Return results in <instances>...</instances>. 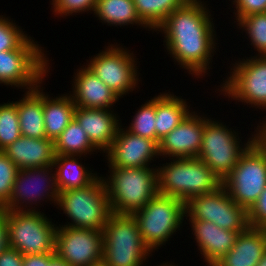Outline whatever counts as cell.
<instances>
[{
    "label": "cell",
    "mask_w": 266,
    "mask_h": 266,
    "mask_svg": "<svg viewBox=\"0 0 266 266\" xmlns=\"http://www.w3.org/2000/svg\"><path fill=\"white\" fill-rule=\"evenodd\" d=\"M222 185L231 199L247 212L257 202L266 187V148L258 139L240 156Z\"/></svg>",
    "instance_id": "obj_10"
},
{
    "label": "cell",
    "mask_w": 266,
    "mask_h": 266,
    "mask_svg": "<svg viewBox=\"0 0 266 266\" xmlns=\"http://www.w3.org/2000/svg\"><path fill=\"white\" fill-rule=\"evenodd\" d=\"M38 43L29 35L17 49L0 51V84L24 92L44 82L52 67L48 51Z\"/></svg>",
    "instance_id": "obj_6"
},
{
    "label": "cell",
    "mask_w": 266,
    "mask_h": 266,
    "mask_svg": "<svg viewBox=\"0 0 266 266\" xmlns=\"http://www.w3.org/2000/svg\"><path fill=\"white\" fill-rule=\"evenodd\" d=\"M236 24L239 30L244 31L245 36L247 34L250 46L257 51L254 56H266V13L247 15Z\"/></svg>",
    "instance_id": "obj_30"
},
{
    "label": "cell",
    "mask_w": 266,
    "mask_h": 266,
    "mask_svg": "<svg viewBox=\"0 0 266 266\" xmlns=\"http://www.w3.org/2000/svg\"><path fill=\"white\" fill-rule=\"evenodd\" d=\"M42 86V87H41ZM17 104L21 136L46 138L43 116V82L30 91H25Z\"/></svg>",
    "instance_id": "obj_23"
},
{
    "label": "cell",
    "mask_w": 266,
    "mask_h": 266,
    "mask_svg": "<svg viewBox=\"0 0 266 266\" xmlns=\"http://www.w3.org/2000/svg\"><path fill=\"white\" fill-rule=\"evenodd\" d=\"M98 150L89 141L86 132L74 118L64 131L54 140V152L59 155L87 157Z\"/></svg>",
    "instance_id": "obj_28"
},
{
    "label": "cell",
    "mask_w": 266,
    "mask_h": 266,
    "mask_svg": "<svg viewBox=\"0 0 266 266\" xmlns=\"http://www.w3.org/2000/svg\"><path fill=\"white\" fill-rule=\"evenodd\" d=\"M9 247L6 210L0 217V253Z\"/></svg>",
    "instance_id": "obj_39"
},
{
    "label": "cell",
    "mask_w": 266,
    "mask_h": 266,
    "mask_svg": "<svg viewBox=\"0 0 266 266\" xmlns=\"http://www.w3.org/2000/svg\"><path fill=\"white\" fill-rule=\"evenodd\" d=\"M104 236L102 231L57 226L55 255L70 266H96L102 263Z\"/></svg>",
    "instance_id": "obj_15"
},
{
    "label": "cell",
    "mask_w": 266,
    "mask_h": 266,
    "mask_svg": "<svg viewBox=\"0 0 266 266\" xmlns=\"http://www.w3.org/2000/svg\"><path fill=\"white\" fill-rule=\"evenodd\" d=\"M22 266H45V254L23 255Z\"/></svg>",
    "instance_id": "obj_40"
},
{
    "label": "cell",
    "mask_w": 266,
    "mask_h": 266,
    "mask_svg": "<svg viewBox=\"0 0 266 266\" xmlns=\"http://www.w3.org/2000/svg\"><path fill=\"white\" fill-rule=\"evenodd\" d=\"M136 109L129 126H123L126 130L132 134L149 138L156 142V96H153L150 100H146L144 104Z\"/></svg>",
    "instance_id": "obj_31"
},
{
    "label": "cell",
    "mask_w": 266,
    "mask_h": 266,
    "mask_svg": "<svg viewBox=\"0 0 266 266\" xmlns=\"http://www.w3.org/2000/svg\"><path fill=\"white\" fill-rule=\"evenodd\" d=\"M18 170L9 157L0 151V204L2 206H5L10 200Z\"/></svg>",
    "instance_id": "obj_34"
},
{
    "label": "cell",
    "mask_w": 266,
    "mask_h": 266,
    "mask_svg": "<svg viewBox=\"0 0 266 266\" xmlns=\"http://www.w3.org/2000/svg\"><path fill=\"white\" fill-rule=\"evenodd\" d=\"M56 208L71 221L59 226L103 231L112 211L102 175L84 187L59 192Z\"/></svg>",
    "instance_id": "obj_4"
},
{
    "label": "cell",
    "mask_w": 266,
    "mask_h": 266,
    "mask_svg": "<svg viewBox=\"0 0 266 266\" xmlns=\"http://www.w3.org/2000/svg\"><path fill=\"white\" fill-rule=\"evenodd\" d=\"M45 266H70L65 260L58 258L55 253L45 254Z\"/></svg>",
    "instance_id": "obj_41"
},
{
    "label": "cell",
    "mask_w": 266,
    "mask_h": 266,
    "mask_svg": "<svg viewBox=\"0 0 266 266\" xmlns=\"http://www.w3.org/2000/svg\"><path fill=\"white\" fill-rule=\"evenodd\" d=\"M43 88V116L46 138L53 141L74 119L76 105L69 93L50 97Z\"/></svg>",
    "instance_id": "obj_25"
},
{
    "label": "cell",
    "mask_w": 266,
    "mask_h": 266,
    "mask_svg": "<svg viewBox=\"0 0 266 266\" xmlns=\"http://www.w3.org/2000/svg\"><path fill=\"white\" fill-rule=\"evenodd\" d=\"M234 11L232 17H235L234 23H237L241 18L254 14V13H266V0H232ZM236 9V10H235Z\"/></svg>",
    "instance_id": "obj_36"
},
{
    "label": "cell",
    "mask_w": 266,
    "mask_h": 266,
    "mask_svg": "<svg viewBox=\"0 0 266 266\" xmlns=\"http://www.w3.org/2000/svg\"><path fill=\"white\" fill-rule=\"evenodd\" d=\"M3 152L19 170L52 166L55 159L54 141L48 138L21 136Z\"/></svg>",
    "instance_id": "obj_21"
},
{
    "label": "cell",
    "mask_w": 266,
    "mask_h": 266,
    "mask_svg": "<svg viewBox=\"0 0 266 266\" xmlns=\"http://www.w3.org/2000/svg\"><path fill=\"white\" fill-rule=\"evenodd\" d=\"M191 227V235L203 261L207 266H213L234 246L238 232L216 226L212 222L202 220H187Z\"/></svg>",
    "instance_id": "obj_20"
},
{
    "label": "cell",
    "mask_w": 266,
    "mask_h": 266,
    "mask_svg": "<svg viewBox=\"0 0 266 266\" xmlns=\"http://www.w3.org/2000/svg\"><path fill=\"white\" fill-rule=\"evenodd\" d=\"M108 168L102 178L114 214L132 215L159 193L157 167Z\"/></svg>",
    "instance_id": "obj_2"
},
{
    "label": "cell",
    "mask_w": 266,
    "mask_h": 266,
    "mask_svg": "<svg viewBox=\"0 0 266 266\" xmlns=\"http://www.w3.org/2000/svg\"><path fill=\"white\" fill-rule=\"evenodd\" d=\"M266 250V230L248 226L231 250L213 266H257Z\"/></svg>",
    "instance_id": "obj_22"
},
{
    "label": "cell",
    "mask_w": 266,
    "mask_h": 266,
    "mask_svg": "<svg viewBox=\"0 0 266 266\" xmlns=\"http://www.w3.org/2000/svg\"><path fill=\"white\" fill-rule=\"evenodd\" d=\"M169 160L157 166L158 192L162 195L186 203L192 197L212 193L222 186V180L199 158Z\"/></svg>",
    "instance_id": "obj_3"
},
{
    "label": "cell",
    "mask_w": 266,
    "mask_h": 266,
    "mask_svg": "<svg viewBox=\"0 0 266 266\" xmlns=\"http://www.w3.org/2000/svg\"><path fill=\"white\" fill-rule=\"evenodd\" d=\"M23 255L13 249L8 247L0 253V266H22Z\"/></svg>",
    "instance_id": "obj_38"
},
{
    "label": "cell",
    "mask_w": 266,
    "mask_h": 266,
    "mask_svg": "<svg viewBox=\"0 0 266 266\" xmlns=\"http://www.w3.org/2000/svg\"><path fill=\"white\" fill-rule=\"evenodd\" d=\"M4 211V206L0 204V217L3 215Z\"/></svg>",
    "instance_id": "obj_45"
},
{
    "label": "cell",
    "mask_w": 266,
    "mask_h": 266,
    "mask_svg": "<svg viewBox=\"0 0 266 266\" xmlns=\"http://www.w3.org/2000/svg\"><path fill=\"white\" fill-rule=\"evenodd\" d=\"M78 68L70 81L72 91L69 94L73 103L84 108L114 110L112 108L120 98L86 65Z\"/></svg>",
    "instance_id": "obj_19"
},
{
    "label": "cell",
    "mask_w": 266,
    "mask_h": 266,
    "mask_svg": "<svg viewBox=\"0 0 266 266\" xmlns=\"http://www.w3.org/2000/svg\"><path fill=\"white\" fill-rule=\"evenodd\" d=\"M102 232L104 266H145L144 263L153 256L132 215L112 213Z\"/></svg>",
    "instance_id": "obj_7"
},
{
    "label": "cell",
    "mask_w": 266,
    "mask_h": 266,
    "mask_svg": "<svg viewBox=\"0 0 266 266\" xmlns=\"http://www.w3.org/2000/svg\"><path fill=\"white\" fill-rule=\"evenodd\" d=\"M206 2L187 0L154 30L164 34L165 52L174 64L199 79L209 75L213 56L219 49L214 18Z\"/></svg>",
    "instance_id": "obj_1"
},
{
    "label": "cell",
    "mask_w": 266,
    "mask_h": 266,
    "mask_svg": "<svg viewBox=\"0 0 266 266\" xmlns=\"http://www.w3.org/2000/svg\"><path fill=\"white\" fill-rule=\"evenodd\" d=\"M257 266H266V250H265L262 258L259 260Z\"/></svg>",
    "instance_id": "obj_43"
},
{
    "label": "cell",
    "mask_w": 266,
    "mask_h": 266,
    "mask_svg": "<svg viewBox=\"0 0 266 266\" xmlns=\"http://www.w3.org/2000/svg\"><path fill=\"white\" fill-rule=\"evenodd\" d=\"M58 194L53 165L21 169L17 172L10 200L4 210L39 212L41 202L43 205L44 201H48L56 206Z\"/></svg>",
    "instance_id": "obj_13"
},
{
    "label": "cell",
    "mask_w": 266,
    "mask_h": 266,
    "mask_svg": "<svg viewBox=\"0 0 266 266\" xmlns=\"http://www.w3.org/2000/svg\"><path fill=\"white\" fill-rule=\"evenodd\" d=\"M187 0H133L140 19L154 30Z\"/></svg>",
    "instance_id": "obj_29"
},
{
    "label": "cell",
    "mask_w": 266,
    "mask_h": 266,
    "mask_svg": "<svg viewBox=\"0 0 266 266\" xmlns=\"http://www.w3.org/2000/svg\"><path fill=\"white\" fill-rule=\"evenodd\" d=\"M182 96L173 92H163L156 95V143L176 128L192 111L190 104Z\"/></svg>",
    "instance_id": "obj_24"
},
{
    "label": "cell",
    "mask_w": 266,
    "mask_h": 266,
    "mask_svg": "<svg viewBox=\"0 0 266 266\" xmlns=\"http://www.w3.org/2000/svg\"><path fill=\"white\" fill-rule=\"evenodd\" d=\"M15 21L0 15V51L17 49L29 37Z\"/></svg>",
    "instance_id": "obj_33"
},
{
    "label": "cell",
    "mask_w": 266,
    "mask_h": 266,
    "mask_svg": "<svg viewBox=\"0 0 266 266\" xmlns=\"http://www.w3.org/2000/svg\"><path fill=\"white\" fill-rule=\"evenodd\" d=\"M250 56L230 62V72L216 91L237 104L266 111V56Z\"/></svg>",
    "instance_id": "obj_9"
},
{
    "label": "cell",
    "mask_w": 266,
    "mask_h": 266,
    "mask_svg": "<svg viewBox=\"0 0 266 266\" xmlns=\"http://www.w3.org/2000/svg\"><path fill=\"white\" fill-rule=\"evenodd\" d=\"M97 0H51L55 17H69L87 12L94 13Z\"/></svg>",
    "instance_id": "obj_35"
},
{
    "label": "cell",
    "mask_w": 266,
    "mask_h": 266,
    "mask_svg": "<svg viewBox=\"0 0 266 266\" xmlns=\"http://www.w3.org/2000/svg\"><path fill=\"white\" fill-rule=\"evenodd\" d=\"M248 224L251 227L266 230V187L248 211Z\"/></svg>",
    "instance_id": "obj_37"
},
{
    "label": "cell",
    "mask_w": 266,
    "mask_h": 266,
    "mask_svg": "<svg viewBox=\"0 0 266 266\" xmlns=\"http://www.w3.org/2000/svg\"><path fill=\"white\" fill-rule=\"evenodd\" d=\"M173 264H174L173 262H172V263H168V262H165V263H164V262H163V263L160 264V265L157 264V266H178V264H177V265H176V264L173 265Z\"/></svg>",
    "instance_id": "obj_44"
},
{
    "label": "cell",
    "mask_w": 266,
    "mask_h": 266,
    "mask_svg": "<svg viewBox=\"0 0 266 266\" xmlns=\"http://www.w3.org/2000/svg\"><path fill=\"white\" fill-rule=\"evenodd\" d=\"M20 137L17 104L13 101L0 103V151Z\"/></svg>",
    "instance_id": "obj_32"
},
{
    "label": "cell",
    "mask_w": 266,
    "mask_h": 266,
    "mask_svg": "<svg viewBox=\"0 0 266 266\" xmlns=\"http://www.w3.org/2000/svg\"><path fill=\"white\" fill-rule=\"evenodd\" d=\"M93 15L107 26L136 25L152 31L138 16L133 0H97Z\"/></svg>",
    "instance_id": "obj_27"
},
{
    "label": "cell",
    "mask_w": 266,
    "mask_h": 266,
    "mask_svg": "<svg viewBox=\"0 0 266 266\" xmlns=\"http://www.w3.org/2000/svg\"><path fill=\"white\" fill-rule=\"evenodd\" d=\"M104 155L108 167L117 168L157 167L151 164L160 157L159 145L154 140L132 134L122 125Z\"/></svg>",
    "instance_id": "obj_16"
},
{
    "label": "cell",
    "mask_w": 266,
    "mask_h": 266,
    "mask_svg": "<svg viewBox=\"0 0 266 266\" xmlns=\"http://www.w3.org/2000/svg\"><path fill=\"white\" fill-rule=\"evenodd\" d=\"M185 219L212 222L218 227L243 232L248 226V212L235 203L222 185L212 193L192 197L185 203Z\"/></svg>",
    "instance_id": "obj_14"
},
{
    "label": "cell",
    "mask_w": 266,
    "mask_h": 266,
    "mask_svg": "<svg viewBox=\"0 0 266 266\" xmlns=\"http://www.w3.org/2000/svg\"><path fill=\"white\" fill-rule=\"evenodd\" d=\"M219 121L204 115L203 139L197 158L223 181L235 168L240 156L257 139V127L254 126L255 131L247 142H242L238 129L229 128L222 120Z\"/></svg>",
    "instance_id": "obj_5"
},
{
    "label": "cell",
    "mask_w": 266,
    "mask_h": 266,
    "mask_svg": "<svg viewBox=\"0 0 266 266\" xmlns=\"http://www.w3.org/2000/svg\"><path fill=\"white\" fill-rule=\"evenodd\" d=\"M9 247L22 255L55 253L57 224L42 211L6 210Z\"/></svg>",
    "instance_id": "obj_11"
},
{
    "label": "cell",
    "mask_w": 266,
    "mask_h": 266,
    "mask_svg": "<svg viewBox=\"0 0 266 266\" xmlns=\"http://www.w3.org/2000/svg\"><path fill=\"white\" fill-rule=\"evenodd\" d=\"M93 55L86 66L105 83L119 98L136 91L141 82L137 69L138 58L122 44H110ZM121 45V46H120Z\"/></svg>",
    "instance_id": "obj_12"
},
{
    "label": "cell",
    "mask_w": 266,
    "mask_h": 266,
    "mask_svg": "<svg viewBox=\"0 0 266 266\" xmlns=\"http://www.w3.org/2000/svg\"><path fill=\"white\" fill-rule=\"evenodd\" d=\"M81 156L55 154L53 167L59 192L84 187L90 184L99 173L81 163Z\"/></svg>",
    "instance_id": "obj_26"
},
{
    "label": "cell",
    "mask_w": 266,
    "mask_h": 266,
    "mask_svg": "<svg viewBox=\"0 0 266 266\" xmlns=\"http://www.w3.org/2000/svg\"><path fill=\"white\" fill-rule=\"evenodd\" d=\"M259 123L257 124V139L261 142V144L266 148V117L264 119H259Z\"/></svg>",
    "instance_id": "obj_42"
},
{
    "label": "cell",
    "mask_w": 266,
    "mask_h": 266,
    "mask_svg": "<svg viewBox=\"0 0 266 266\" xmlns=\"http://www.w3.org/2000/svg\"><path fill=\"white\" fill-rule=\"evenodd\" d=\"M119 113L109 109H94L76 106L74 118L86 132L89 141L100 152L111 147L122 121ZM120 121V122H119Z\"/></svg>",
    "instance_id": "obj_18"
},
{
    "label": "cell",
    "mask_w": 266,
    "mask_h": 266,
    "mask_svg": "<svg viewBox=\"0 0 266 266\" xmlns=\"http://www.w3.org/2000/svg\"><path fill=\"white\" fill-rule=\"evenodd\" d=\"M204 112L192 111L170 133L160 140L161 161L172 158H197L204 132ZM162 158H164L162 160Z\"/></svg>",
    "instance_id": "obj_17"
},
{
    "label": "cell",
    "mask_w": 266,
    "mask_h": 266,
    "mask_svg": "<svg viewBox=\"0 0 266 266\" xmlns=\"http://www.w3.org/2000/svg\"><path fill=\"white\" fill-rule=\"evenodd\" d=\"M145 245L152 253L165 246L184 224L185 203L158 193L142 209L132 214ZM167 242V243H166Z\"/></svg>",
    "instance_id": "obj_8"
}]
</instances>
